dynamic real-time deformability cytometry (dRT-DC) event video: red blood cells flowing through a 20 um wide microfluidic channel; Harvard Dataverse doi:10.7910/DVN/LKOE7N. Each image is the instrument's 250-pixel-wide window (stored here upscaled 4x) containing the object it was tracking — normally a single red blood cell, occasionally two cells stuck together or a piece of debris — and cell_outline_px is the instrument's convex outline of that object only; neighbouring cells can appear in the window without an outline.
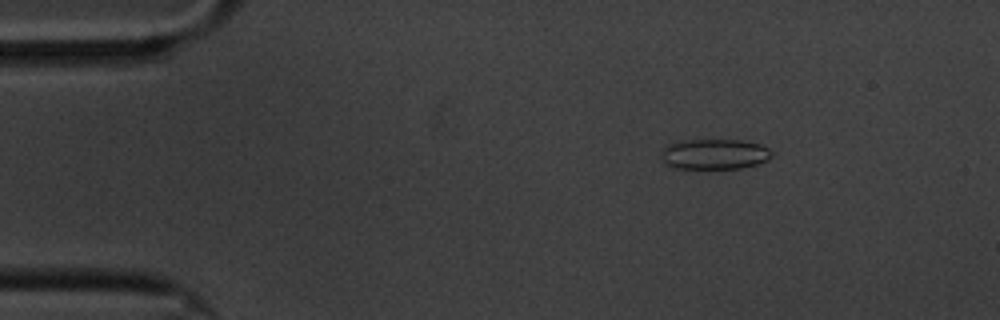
{"species": "common noctule bat (a hibernating species)", "species_latin": "Nyctalus noctula", "temperature_condition": "cold", "stored_images_in_passage": 54, "camera_frame_rate_fps": 3000, "um_per_image_px": 0.085, "animal": {"sex": "male", "body_mass_g": 20.1, "forearm_length_mm": 53.5}, "frame": {"image": 1, "passage_image": 3, "time_ms": 0.667, "image_size_px": [1000, 320], "cell_outline_px": [[772, 156], [768, 160], [756, 164], [740, 168], [672, 168], [664, 164], [664, 148], [668, 144], [680, 140], [744, 140], [760, 144], [768, 148], [772, 152]], "centroid_in_image_um": [60.76, 13.09], "position_along_channel_um": 24.2, "area_um2": 19.48}}
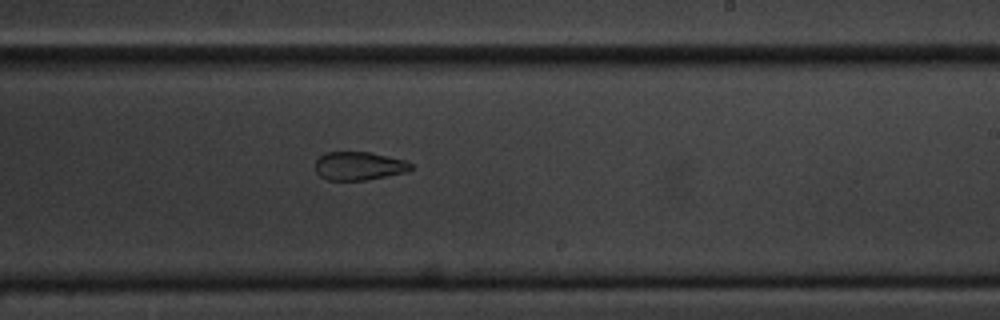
{"frame": {"image": 2, "passage_image": 30, "time_ms": 9.667, "image_size_px": [1000, 320], "cell_outline_px": [[412, 168], [404, 172], [364, 180], [328, 180], [320, 176], [316, 172], [316, 160], [324, 152], [368, 152], [404, 160], [412, 164]], "centroid_in_image_um": [30.46, 14.1], "position_along_channel_um": 258.5, "area_um2": 15.55}}
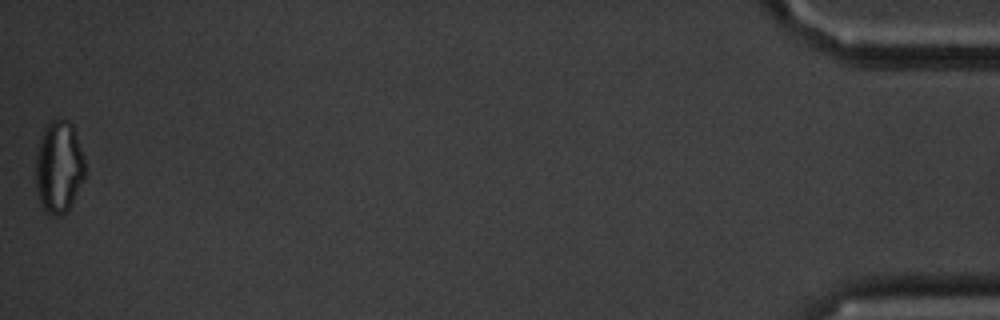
{"frame": {"image": 3, "passage_image": 54, "time_ms": 17.667, "image_size_px": [1000, 320], "cell_outline_px": [[84, 180], [68, 212], [60, 216], [52, 216], [44, 212], [40, 204], [36, 188], [36, 152], [40, 136], [44, 128], [52, 120], [68, 120], [72, 124], [84, 156]], "centroid_in_image_um": [4.99, 14.25], "position_along_channel_um": 430.2, "area_um2": 26.88}, "authors_computed_cell_mechanics": {"area_um2": 18.8717, "velocity_mm_per_s": 3.335, "shape_relaxation_time_tau1_ms": 8.4854, "shape_relaxation_time_tau2_ms": 3.6999, "deformation_change_tau1": 0.1465, "deformation_change_tau2": 0.1063}}